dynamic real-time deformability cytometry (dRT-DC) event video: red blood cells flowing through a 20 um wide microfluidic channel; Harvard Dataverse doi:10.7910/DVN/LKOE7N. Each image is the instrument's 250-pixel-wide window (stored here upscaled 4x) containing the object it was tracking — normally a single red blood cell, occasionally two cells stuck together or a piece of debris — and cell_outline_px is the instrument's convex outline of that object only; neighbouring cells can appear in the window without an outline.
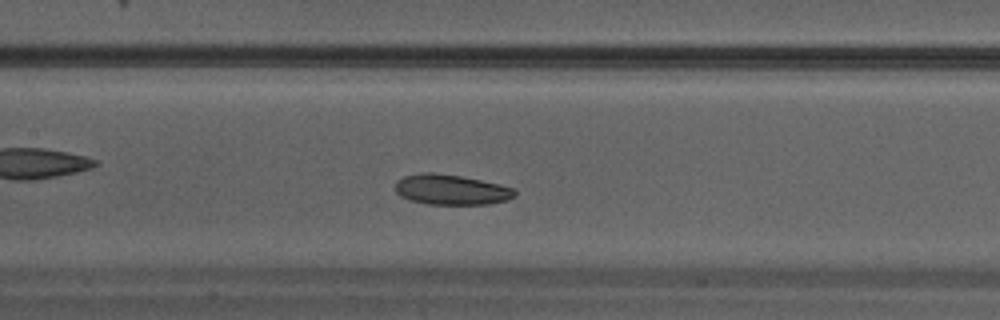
{"species": "Egyptian fruit bat (a non-hibernating species)", "species_latin": "Rousettus aegyptiacus", "temperature_condition": "warm", "stored_images_in_passage": 24, "camera_frame_rate_fps": 3000, "um_per_image_px": 0.085, "animal": {"sex": "male"}, "frame": {"image": 1, "passage_image": 11, "time_ms": 3.333, "image_size_px": [1000, 320], "cell_outline_px": [[516, 196], [508, 200], [488, 204], [428, 204], [408, 200], [400, 196], [396, 192], [396, 180], [404, 176], [424, 172], [432, 172], [460, 176], [500, 184], [516, 188]], "centroid_in_image_um": [38.36, 16.12], "position_along_channel_um": 169.0, "area_um2": 21.21}}
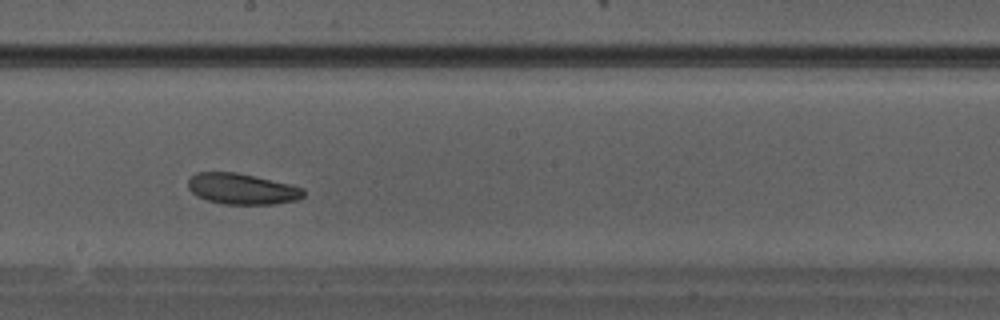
{"frame": {"image": 2, "passage_image": 14, "time_ms": 4.333, "image_size_px": [1000, 320], "cell_outline_px": [[304, 196], [296, 200], [272, 204], [224, 204], [208, 200], [192, 192], [188, 188], [188, 180], [196, 172], [236, 172], [288, 184], [304, 188]], "centroid_in_image_um": [20.56, 16.05], "position_along_channel_um": 227.6, "area_um2": 20.46}}